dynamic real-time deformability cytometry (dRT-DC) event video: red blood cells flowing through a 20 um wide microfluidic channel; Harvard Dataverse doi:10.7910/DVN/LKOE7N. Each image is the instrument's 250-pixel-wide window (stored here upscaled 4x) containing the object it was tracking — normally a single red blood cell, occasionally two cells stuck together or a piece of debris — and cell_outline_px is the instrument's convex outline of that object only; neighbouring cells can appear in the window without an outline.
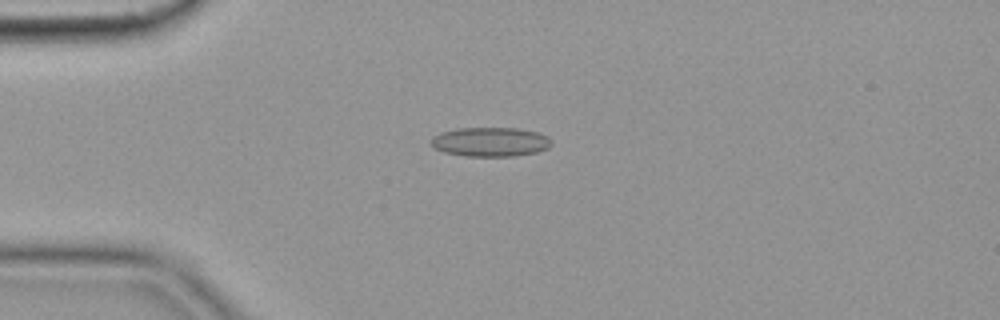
{"species": "common noctule bat (a hibernating species)", "species_latin": "Nyctalus noctula", "temperature_condition": "cold", "stored_images_in_passage": 35, "camera_frame_rate_fps": 3000, "um_per_image_px": 0.085, "animal": {"sex": "female", "body_mass_g": 19.9}, "frame": {"image": 1, "passage_image": 1, "time_ms": 0.0, "image_size_px": [1000, 320], "cell_outline_px": [[552, 144], [548, 148], [536, 152], [512, 156], [464, 156], [444, 152], [436, 148], [432, 144], [432, 136], [440, 132], [460, 128], [516, 128], [536, 132], [548, 136], [552, 140]], "centroid_in_image_um": [41.7, 12.06], "position_along_channel_um": 43.3, "area_um2": 20.46}}
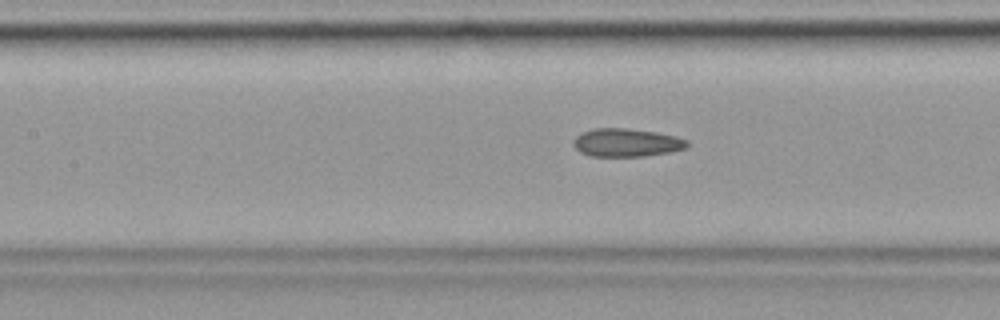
{"frame": {"image": 2, "passage_image": 12, "time_ms": 3.667, "image_size_px": [1000, 320], "cell_outline_px": [[688, 148], [672, 152], [644, 156], [592, 156], [580, 152], [572, 144], [572, 140], [576, 136], [584, 132], [596, 128], [628, 128], [656, 132], [676, 136], [688, 140]], "centroid_in_image_um": [53.28, 12.12], "position_along_channel_um": 154.1, "area_um2": 18.79}}
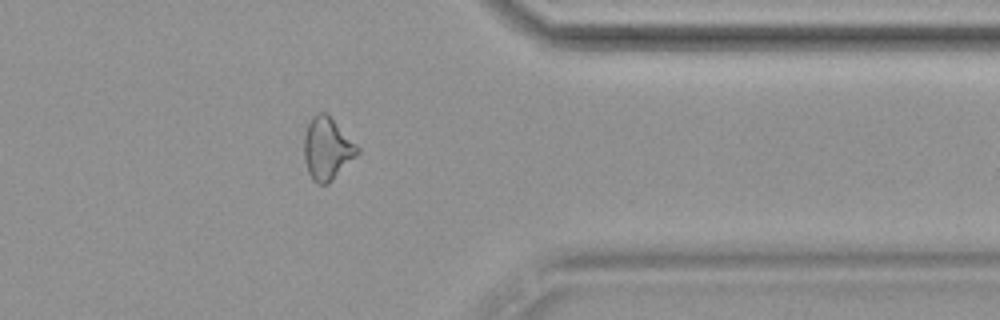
{"frame": {"image": 3, "passage_image": 32, "time_ms": 10.333, "image_size_px": [1000, 320], "cell_outline_px": [[360, 152], [328, 184], [320, 184], [312, 180], [308, 172], [304, 160], [304, 136], [308, 124], [312, 116], [316, 112], [324, 112], [360, 148]], "centroid_in_image_um": [27.78, 12.65], "position_along_channel_um": 383.6, "area_um2": 19.07}, "authors_computed_cell_mechanics": {"area_um2": 18.7272, "velocity_mm_per_s": 3.6153, "shape_relaxation_time_tau1_ms": null, "shape_relaxation_time_tau2_ms": 5.6816, "deformation_change_tau1": null, "deformation_change_tau2": 0.1274}}